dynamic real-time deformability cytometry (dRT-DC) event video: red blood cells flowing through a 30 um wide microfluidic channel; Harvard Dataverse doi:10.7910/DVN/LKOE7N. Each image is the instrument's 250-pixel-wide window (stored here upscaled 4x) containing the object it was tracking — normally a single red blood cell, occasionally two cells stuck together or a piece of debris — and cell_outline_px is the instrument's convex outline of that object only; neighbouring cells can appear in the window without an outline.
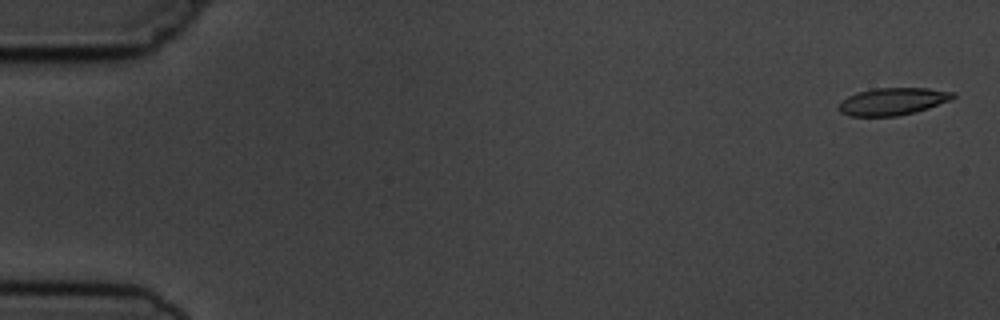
{"species": "common noctule bat (a hibernating species)", "species_latin": "Nyctalus noctula", "temperature_condition": "cold", "stored_images_in_passage": 7, "camera_frame_rate_fps": 3000, "um_per_image_px": 0.085, "animal": {"sex": "male", "body_mass_g": 19.5, "forearm_length_mm": 54.6}, "frame": {"image": 1, "passage_image": 1, "time_ms": 0.0, "image_size_px": [1000, 320], "cell_outline_px": [[956, 96], [952, 100], [916, 112], [896, 116], [848, 116], [840, 112], [836, 108], [836, 104], [848, 96], [872, 88], [928, 88], [956, 92]], "centroid_in_image_um": [75.87, 8.62], "position_along_channel_um": 9.1, "area_um2": 18.44}}
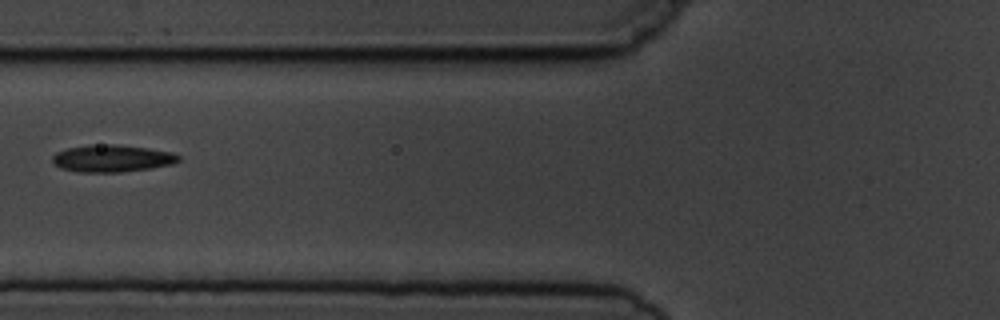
{"frame": {"image": 2, "passage_image": 6, "time_ms": 6.667, "image_size_px": [1000, 320], "cell_outline_px": [[180, 160], [172, 164], [152, 168], [120, 172], [76, 172], [60, 168], [52, 160], [52, 156], [56, 152], [68, 148], [88, 144], [120, 144], [148, 148], [172, 152], [180, 156]], "centroid_in_image_um": [9.52, 13.45], "position_along_channel_um": 116.3, "area_um2": 20.17}}
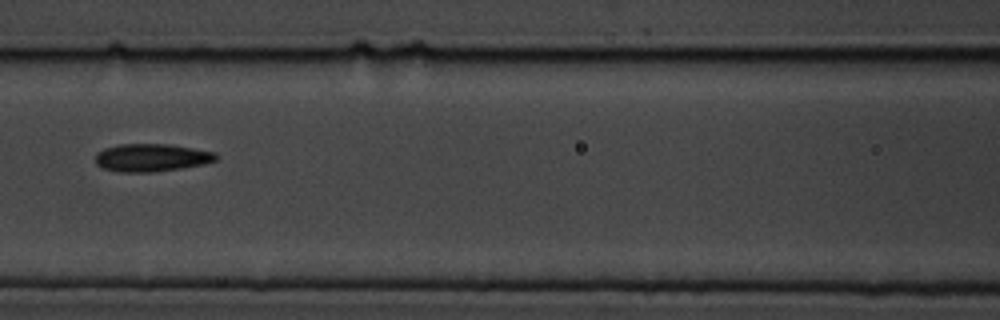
{"frame": {"image": 3, "passage_image": 7, "time_ms": 7.667, "image_size_px": [1000, 320], "cell_outline_px": [[220, 156], [216, 160], [204, 164], [180, 168], [152, 172], [120, 172], [100, 168], [96, 164], [96, 152], [104, 148], [120, 144], [168, 144], [216, 152]], "centroid_in_image_um": [12.87, 13.4], "position_along_channel_um": 153.7, "area_um2": 19.65}}